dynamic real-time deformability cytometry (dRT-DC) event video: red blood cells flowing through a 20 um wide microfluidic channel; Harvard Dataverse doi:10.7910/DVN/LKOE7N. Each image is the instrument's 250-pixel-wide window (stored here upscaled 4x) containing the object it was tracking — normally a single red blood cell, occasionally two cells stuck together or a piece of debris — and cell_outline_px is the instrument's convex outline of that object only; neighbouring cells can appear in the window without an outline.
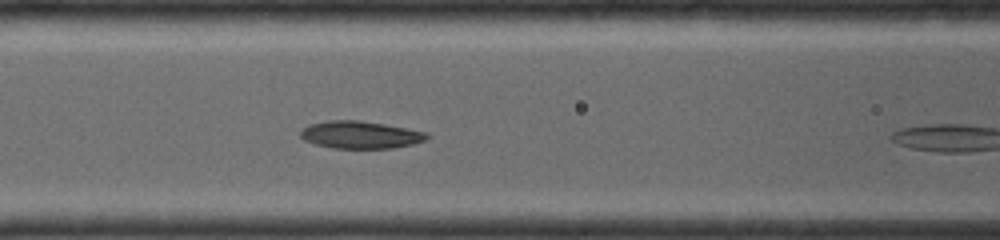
{"species": "common noctule bat (a hibernating species)", "species_latin": "Nyctalus noctula", "temperature_condition": "room temperature", "stored_images_in_passage": 5, "camera_frame_rate_fps": 4000, "um_per_image_px": 0.085, "animal": {"sex": "female", "body_mass_g": 19.0, "forearm_length_mm": 56.7}, "frame": {"image": 1, "passage_image": 4, "time_ms": 2.0, "image_size_px": [1000, 240], "cell_outline_px": [[428, 136], [424, 140], [412, 144], [388, 148], [336, 148], [316, 144], [304, 140], [300, 136], [300, 132], [304, 128], [312, 124], [328, 120], [360, 120], [384, 124], [424, 132]], "centroid_in_image_um": [30.58, 11.45], "position_along_channel_um": 136.0, "area_um2": 19.71}}